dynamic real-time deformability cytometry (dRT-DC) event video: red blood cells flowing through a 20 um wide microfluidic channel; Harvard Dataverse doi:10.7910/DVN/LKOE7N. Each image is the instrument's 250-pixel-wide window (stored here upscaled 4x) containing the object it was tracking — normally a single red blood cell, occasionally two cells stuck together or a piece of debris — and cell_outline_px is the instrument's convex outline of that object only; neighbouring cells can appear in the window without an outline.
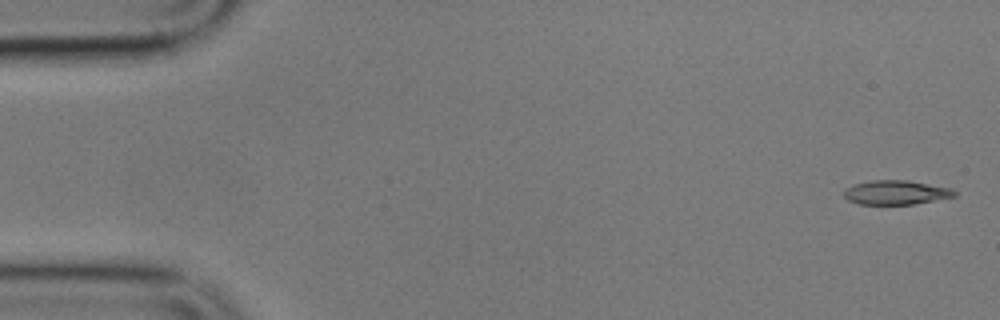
{"species": "common noctule bat (a hibernating species)", "species_latin": "Nyctalus noctula", "temperature_condition": "cold", "stored_images_in_passage": 5, "camera_frame_rate_fps": 3000, "um_per_image_px": 0.085, "animal": {"sex": "male", "body_mass_g": 17.9}, "frame": {"image": 1, "passage_image": 1, "time_ms": 0.0, "image_size_px": [1000, 320], "cell_outline_px": [[956, 196], [912, 204], [860, 204], [848, 200], [844, 196], [844, 188], [852, 184], [868, 180], [908, 180], [952, 188], [956, 192]], "centroid_in_image_um": [76.12, 16.34], "position_along_channel_um": 8.9, "area_um2": 15.66}}
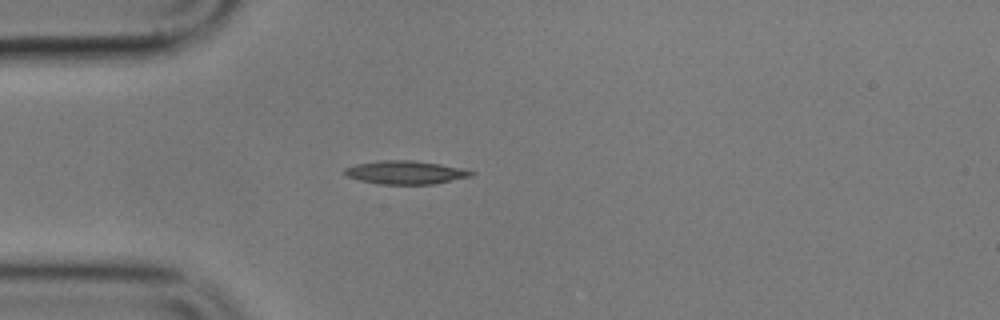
{"frame": {"image": 2, "passage_image": 5, "time_ms": 4.667, "image_size_px": [1000, 320], "cell_outline_px": [[476, 172], [472, 176], [436, 184], [380, 184], [360, 180], [348, 176], [344, 172], [344, 168], [356, 164], [380, 160], [412, 160], [440, 164], [464, 168]], "centroid_in_image_um": [34.51, 14.65], "position_along_channel_um": 50.5, "area_um2": 17.28}}